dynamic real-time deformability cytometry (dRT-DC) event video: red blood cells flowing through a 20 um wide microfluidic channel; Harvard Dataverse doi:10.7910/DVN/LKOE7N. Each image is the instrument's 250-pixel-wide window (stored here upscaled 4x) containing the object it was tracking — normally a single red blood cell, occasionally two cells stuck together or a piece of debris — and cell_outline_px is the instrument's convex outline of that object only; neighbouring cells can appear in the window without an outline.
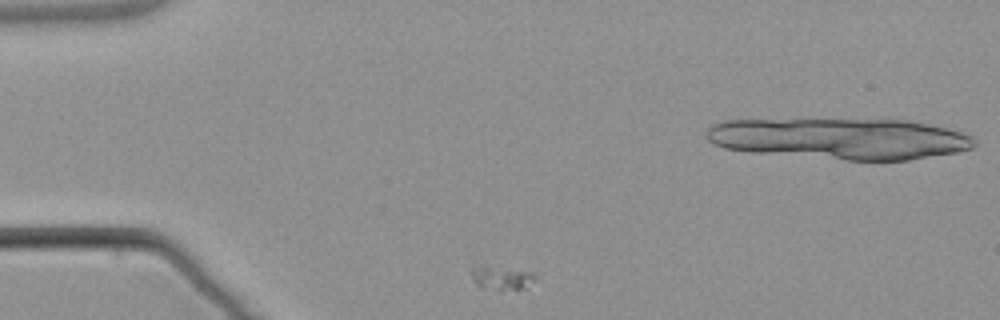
{"species": "common noctule bat (a hibernating species)", "species_latin": "Nyctalus noctula", "temperature_condition": "warm", "stored_images_in_passage": 5, "camera_frame_rate_fps": 3000, "um_per_image_px": 0.085, "animal": {"sex": "male", "body_mass_g": 21.5, "forearm_length_mm": 52.0}, "frame": {"image": 1, "passage_image": 1, "time_ms": 0.0, "image_size_px": [1000, 320], "cell_outline_px": [[536, 272], [528, 288], [480, 288], [476, 284], [472, 276], [472, 260], [476, 256]], "centroid_in_image_um": [42.48, 23.36], "position_along_channel_um": 42.5, "area_um2": 10.52}}
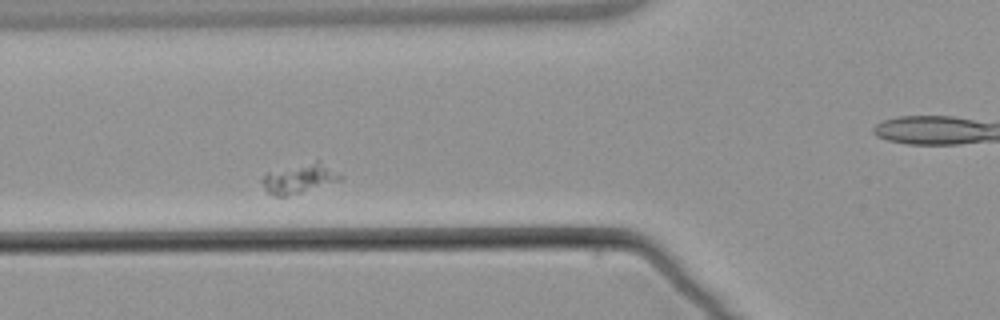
{"frame": {"image": 2, "passage_image": 3, "time_ms": 2.667, "image_size_px": [1000, 320], "cell_outline_px": [[344, 176], [340, 180], [288, 196], [272, 196], [264, 188], [260, 180], [268, 172], [316, 160], [320, 160], [340, 172]], "centroid_in_image_um": [25.47, 15.16], "position_along_channel_um": 100.3, "area_um2": 13.47}}
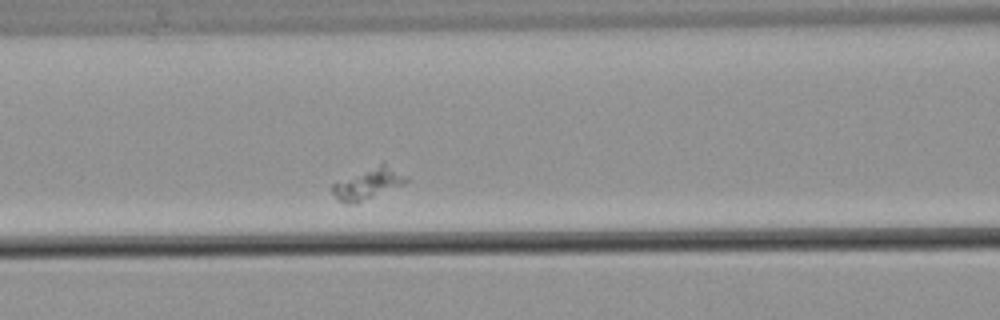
{"frame": {"image": 3, "passage_image": 4, "time_ms": 3.667, "image_size_px": [1000, 320], "cell_outline_px": [[408, 180], [404, 184], [356, 204], [344, 204], [332, 192], [332, 184], [384, 160], [408, 176]], "centroid_in_image_um": [31.35, 15.57], "position_along_channel_um": 135.3, "area_um2": 13.64}}